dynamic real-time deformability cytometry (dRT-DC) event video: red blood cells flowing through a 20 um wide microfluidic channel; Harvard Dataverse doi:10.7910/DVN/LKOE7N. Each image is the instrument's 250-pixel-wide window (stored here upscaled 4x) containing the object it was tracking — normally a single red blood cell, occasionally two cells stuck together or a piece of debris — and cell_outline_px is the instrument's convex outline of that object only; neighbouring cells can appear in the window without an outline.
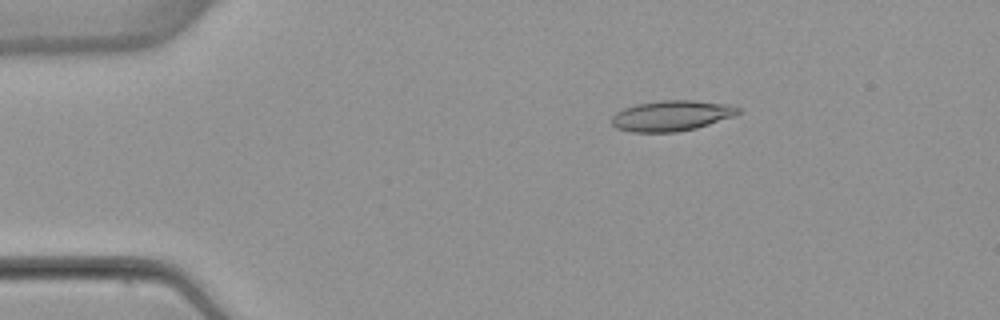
{"species": "common noctule bat (a hibernating species)", "species_latin": "Nyctalus noctula", "temperature_condition": "warm", "stored_images_in_passage": 52, "camera_frame_rate_fps": 3000, "um_per_image_px": 0.085, "animal": {"sex": "female", "body_mass_g": 22.7, "forearm_length_mm": 54.2}, "frame": {"image": 1, "passage_image": 9, "time_ms": 2.667, "image_size_px": [1000, 320], "cell_outline_px": [[740, 112], [736, 116], [696, 128], [676, 132], [632, 132], [616, 128], [612, 124], [612, 116], [616, 112], [624, 108], [636, 104], [660, 100], [692, 100], [728, 104], [740, 108]], "centroid_in_image_um": [57.09, 9.83], "position_along_channel_um": 27.9, "area_um2": 22.6}}
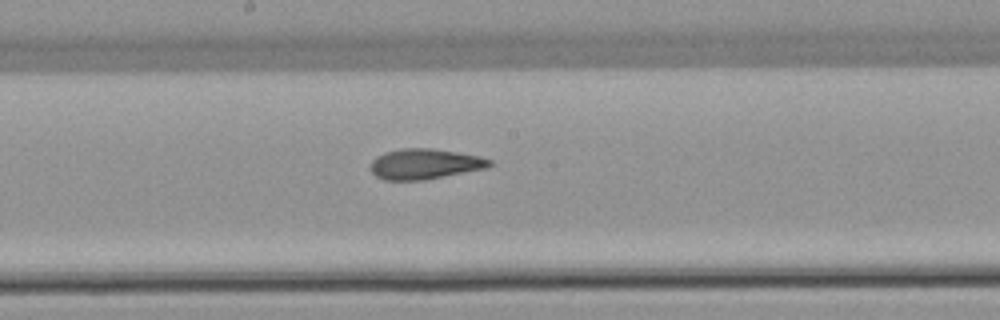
{"frame": {"image": 2, "passage_image": 28, "time_ms": 9.0, "image_size_px": [1000, 320], "cell_outline_px": [[492, 164], [488, 168], [424, 180], [384, 180], [376, 176], [372, 172], [368, 164], [376, 156], [384, 152], [400, 148], [432, 148], [480, 156], [492, 160]], "centroid_in_image_um": [36.08, 13.93], "position_along_channel_um": 212.1, "area_um2": 21.33}}
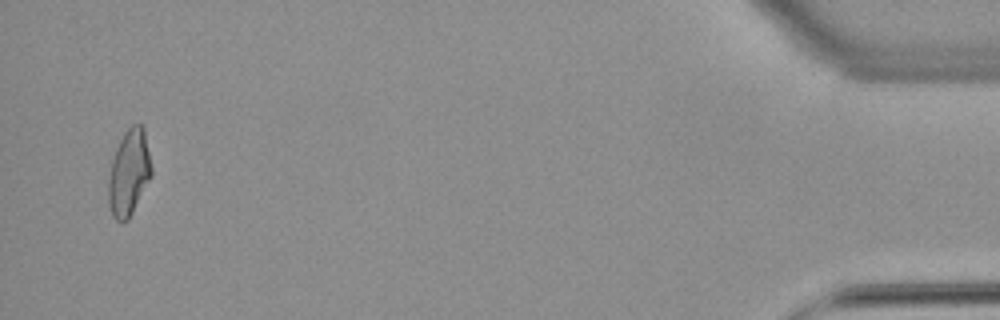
{"frame": {"image": 3, "passage_image": 51, "time_ms": 16.667, "image_size_px": [1000, 320], "cell_outline_px": [[152, 176], [128, 220], [120, 224], [112, 216], [108, 204], [108, 180], [112, 160], [116, 148], [124, 132], [132, 124], [140, 124], [144, 128], [152, 168]], "centroid_in_image_um": [10.96, 14.71], "position_along_channel_um": 424.2, "area_um2": 21.73}, "authors_computed_cell_mechanics": {"area_um2": 21.4727, "velocity_mm_per_s": 3.8898, "shape_relaxation_time_tau1_ms": null, "shape_relaxation_time_tau2_ms": 2.7366, "deformation_change_tau1": null, "deformation_change_tau2": 0.1132}}